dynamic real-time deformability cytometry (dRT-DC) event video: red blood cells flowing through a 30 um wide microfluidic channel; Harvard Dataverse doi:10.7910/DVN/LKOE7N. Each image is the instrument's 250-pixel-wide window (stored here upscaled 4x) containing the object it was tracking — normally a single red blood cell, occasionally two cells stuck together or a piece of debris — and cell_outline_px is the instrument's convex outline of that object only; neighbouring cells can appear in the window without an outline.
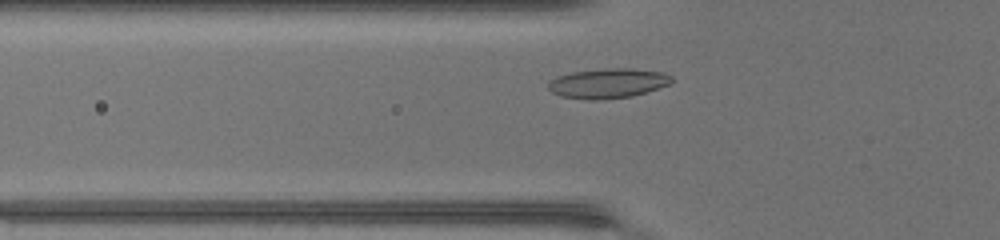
{"species": "common noctule bat (a hibernating species)", "species_latin": "Nyctalus noctula", "temperature_condition": "warm", "stored_images_in_passage": 37, "camera_frame_rate_fps": 3000, "um_per_image_px": 0.085, "animal": {"sex": "female", "body_mass_g": 17.0, "forearm_length_mm": 48.0}, "frame": {"image": 1, "passage_image": 8, "time_ms": 2.333, "image_size_px": [1000, 240], "cell_outline_px": [[672, 80], [668, 84], [632, 96], [596, 100], [592, 100], [560, 96], [552, 92], [548, 88], [548, 80], [556, 76], [572, 72], [608, 68], [632, 68], [664, 72], [672, 76]], "centroid_in_image_um": [51.63, 7.07], "position_along_channel_um": 74.2, "area_um2": 21.33}}
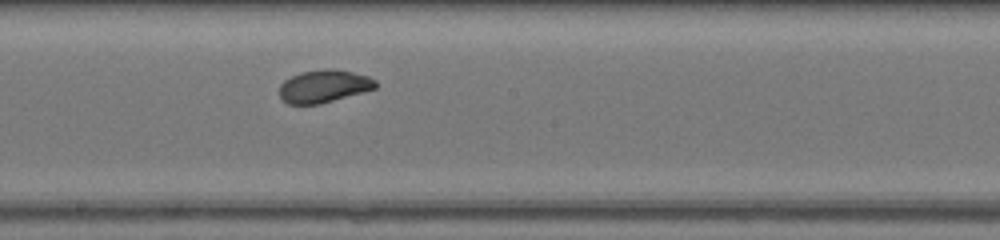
{"frame": {"image": 2, "passage_image": 18, "time_ms": 5.667, "image_size_px": [1000, 240], "cell_outline_px": [[376, 88], [320, 104], [288, 104], [280, 100], [280, 84], [284, 80], [300, 72], [324, 68], [332, 68], [352, 72], [368, 76], [376, 80]], "centroid_in_image_um": [27.5, 7.32], "position_along_channel_um": 220.7, "area_um2": 18.38}}
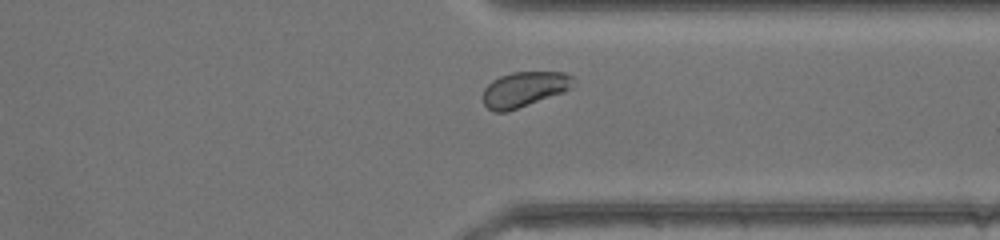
{"frame": {"image": 3, "passage_image": 28, "time_ms": 9.0, "image_size_px": [1000, 240], "cell_outline_px": [[576, 84], [564, 92], [504, 112], [492, 112], [484, 104], [484, 88], [492, 80], [500, 76], [512, 72], [564, 72], [572, 76], [576, 80]], "centroid_in_image_um": [44.58, 7.57], "position_along_channel_um": 366.8, "area_um2": 18.44}}